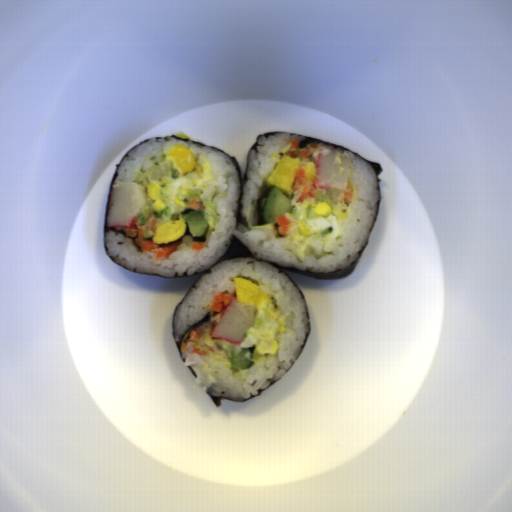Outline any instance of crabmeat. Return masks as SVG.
<instances>
[{"label": "crabmeat", "instance_id": "f7934b28", "mask_svg": "<svg viewBox=\"0 0 512 512\" xmlns=\"http://www.w3.org/2000/svg\"><path fill=\"white\" fill-rule=\"evenodd\" d=\"M319 145L316 159L314 190L345 191L348 184L355 185V167L352 154L332 145Z\"/></svg>", "mask_w": 512, "mask_h": 512}, {"label": "crabmeat", "instance_id": "ab03a17e", "mask_svg": "<svg viewBox=\"0 0 512 512\" xmlns=\"http://www.w3.org/2000/svg\"><path fill=\"white\" fill-rule=\"evenodd\" d=\"M147 205L145 186L134 181L113 180L106 226L128 230L136 228L135 223Z\"/></svg>", "mask_w": 512, "mask_h": 512}, {"label": "crabmeat", "instance_id": "da637512", "mask_svg": "<svg viewBox=\"0 0 512 512\" xmlns=\"http://www.w3.org/2000/svg\"><path fill=\"white\" fill-rule=\"evenodd\" d=\"M255 318V308L239 301L233 294L228 305L221 310L209 336L233 345L242 343L247 330L254 326Z\"/></svg>", "mask_w": 512, "mask_h": 512}]
</instances>
